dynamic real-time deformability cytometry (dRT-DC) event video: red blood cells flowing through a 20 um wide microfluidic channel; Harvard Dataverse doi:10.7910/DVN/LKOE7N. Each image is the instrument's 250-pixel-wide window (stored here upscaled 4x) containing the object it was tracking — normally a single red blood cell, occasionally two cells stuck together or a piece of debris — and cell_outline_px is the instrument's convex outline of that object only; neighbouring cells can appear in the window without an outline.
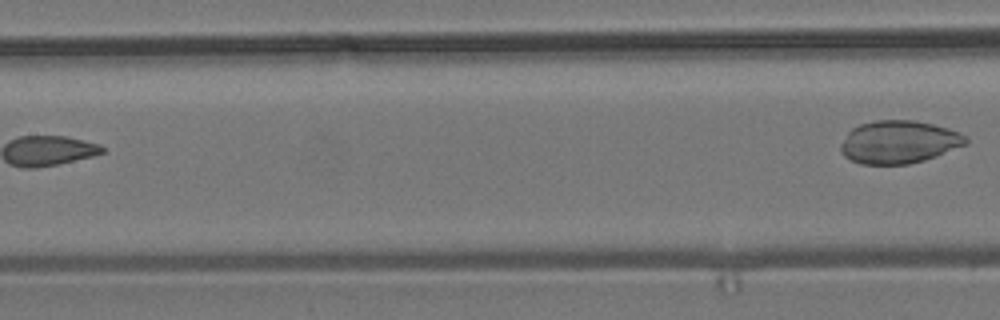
{"species": "common noctule bat (a hibernating species)", "species_latin": "Nyctalus noctula", "temperature_condition": "room temperature", "stored_images_in_passage": 7, "segment_of_instrument_passage": [2, 2], "camera_frame_rate_fps": 3000, "um_per_image_px": 0.085, "animal": {"sex": "male", "body_mass_g": 19.2, "forearm_length_mm": 51.8}, "frame": {"image": 1, "passage_image": 7, "time_ms": 2.0, "image_size_px": [1000, 320], "cell_outline_px": [[968, 144], [936, 156], [924, 160], [908, 164], [860, 164], [844, 156], [840, 152], [840, 144], [848, 132], [852, 128], [860, 124], [876, 120], [916, 120], [948, 128], [960, 132], [968, 140]], "centroid_in_image_um": [76.4, 12.07], "position_along_channel_um": 131.0, "area_um2": 31.33}}